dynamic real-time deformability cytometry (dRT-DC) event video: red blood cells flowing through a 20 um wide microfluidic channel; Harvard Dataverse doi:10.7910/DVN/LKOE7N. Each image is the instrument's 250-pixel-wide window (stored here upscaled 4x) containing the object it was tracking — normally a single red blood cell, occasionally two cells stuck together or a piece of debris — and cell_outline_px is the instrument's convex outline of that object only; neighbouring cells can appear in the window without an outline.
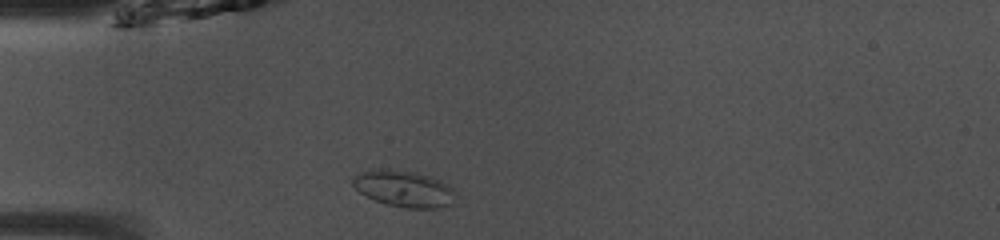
{"species": "common noctule bat (a hibernating species)", "species_latin": "Nyctalus noctula", "temperature_condition": "room temperature", "stored_images_in_passage": 38, "camera_frame_rate_fps": 3000, "um_per_image_px": 0.085, "animal": {"sex": "male", "body_mass_g": 13.0, "forearm_length_mm": 53.1}, "frame": {"image": 1, "passage_image": 3, "time_ms": 0.667, "image_size_px": [1000, 240], "cell_outline_px": [[456, 204], [436, 208], [408, 208], [384, 204], [360, 192], [352, 184], [352, 176], [376, 168], [380, 168], [416, 172], [440, 180], [448, 184], [456, 192]], "centroid_in_image_um": [34.39, 16.05], "position_along_channel_um": 50.6, "area_um2": 21.96}}
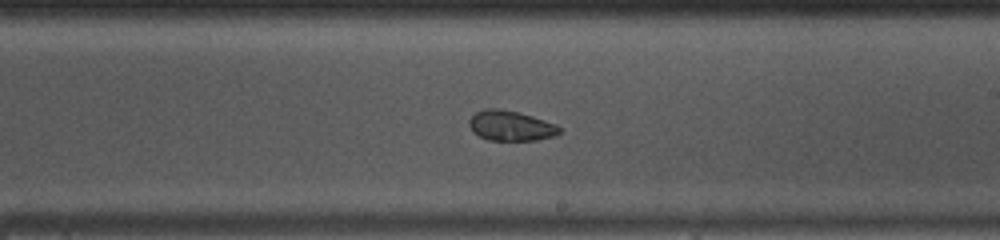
{"frame": {"image": 2, "passage_image": 18, "time_ms": 5.667, "image_size_px": [1000, 240], "cell_outline_px": [[560, 132], [552, 136], [536, 140], [488, 140], [472, 132], [468, 124], [468, 120], [476, 112], [484, 108], [496, 108], [516, 112], [532, 116], [556, 124], [560, 128]], "centroid_in_image_um": [43.36, 10.69], "position_along_channel_um": 245.6, "area_um2": 15.72}}
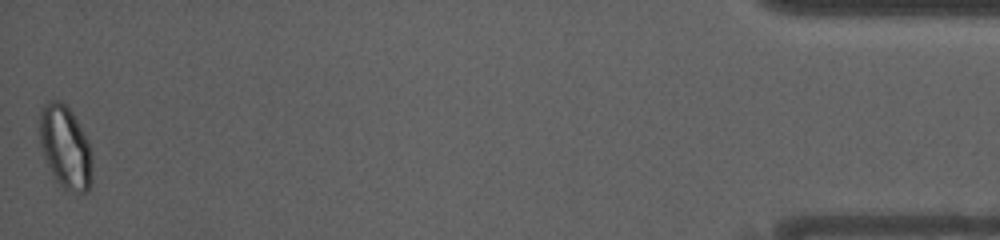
{"frame": {"image": 3, "passage_image": 38, "time_ms": 12.333, "image_size_px": [1000, 240], "cell_outline_px": [[92, 184], [88, 192], [80, 192], [64, 188], [52, 176], [44, 156], [40, 144], [40, 108], [48, 100], [64, 100], [72, 112], [88, 140], [92, 156]], "centroid_in_image_um": [5.56, 12.48], "position_along_channel_um": 429.6, "area_um2": 25.66}, "authors_computed_cell_mechanics": {"area_um2": 17.2533, "velocity_mm_per_s": 4.0782, "shape_relaxation_time_tau1_ms": null, "shape_relaxation_time_tau2_ms": 2.9712, "deformation_change_tau1": null, "deformation_change_tau2": 0.0807}}